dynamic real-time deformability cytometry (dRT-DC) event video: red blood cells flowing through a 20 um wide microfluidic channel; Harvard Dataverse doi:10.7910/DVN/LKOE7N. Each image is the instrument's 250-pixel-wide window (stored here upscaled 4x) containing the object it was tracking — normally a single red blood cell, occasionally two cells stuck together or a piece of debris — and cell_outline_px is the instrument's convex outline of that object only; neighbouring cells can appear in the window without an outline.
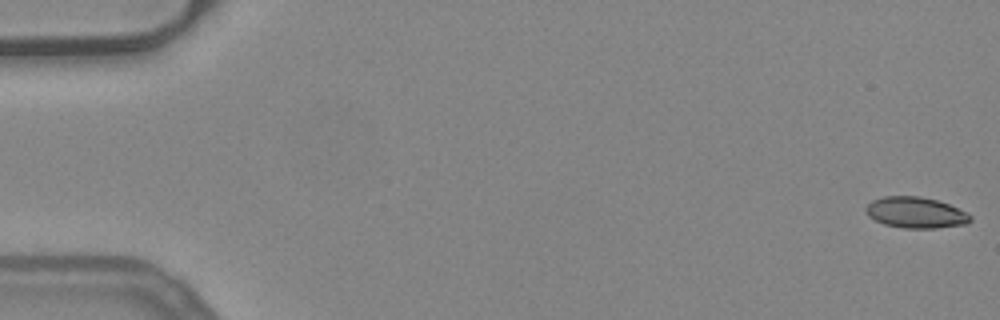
{"species": "common noctule bat (a hibernating species)", "species_latin": "Nyctalus noctula", "temperature_condition": "warm", "stored_images_in_passage": 28, "camera_frame_rate_fps": 3000, "um_per_image_px": 0.085, "animal": {"sex": "female", "body_mass_g": 24.6, "forearm_length_mm": 56.2}, "frame": {"image": 1, "passage_image": 1, "time_ms": 0.0, "image_size_px": [1000, 320], "cell_outline_px": [[972, 220], [968, 224], [936, 228], [904, 228], [884, 224], [868, 216], [864, 208], [872, 200], [884, 196], [920, 196], [936, 200], [948, 204], [972, 216]], "centroid_in_image_um": [77.82, 18.07], "position_along_channel_um": 7.2, "area_um2": 18.84}}
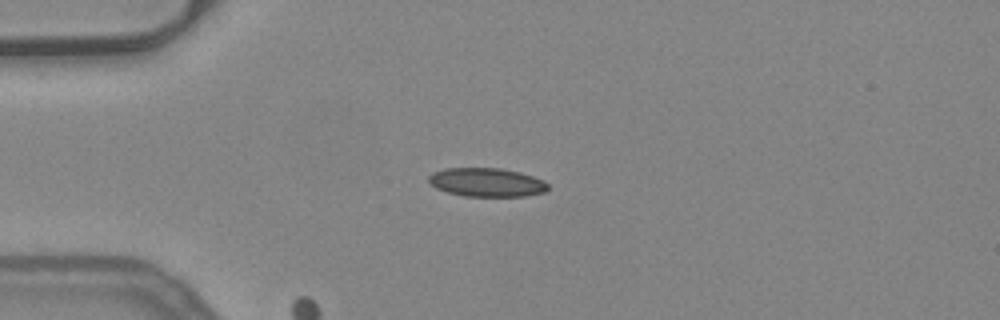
{"frame": {"image": 2, "passage_image": 14, "time_ms": 4.333, "image_size_px": [1000, 320], "cell_outline_px": [[548, 188], [544, 192], [524, 196], [464, 196], [448, 192], [436, 188], [428, 180], [428, 176], [432, 172], [444, 168], [500, 168], [520, 172], [544, 180], [548, 184]], "centroid_in_image_um": [41.36, 15.49], "position_along_channel_um": 43.6, "area_um2": 19.94}}